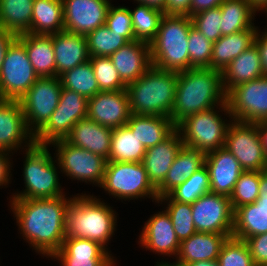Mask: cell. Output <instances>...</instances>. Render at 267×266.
Listing matches in <instances>:
<instances>
[{
	"mask_svg": "<svg viewBox=\"0 0 267 266\" xmlns=\"http://www.w3.org/2000/svg\"><path fill=\"white\" fill-rule=\"evenodd\" d=\"M110 253L98 242L65 237L62 247L51 259L60 261L61 266H115L116 260Z\"/></svg>",
	"mask_w": 267,
	"mask_h": 266,
	"instance_id": "obj_19",
	"label": "cell"
},
{
	"mask_svg": "<svg viewBox=\"0 0 267 266\" xmlns=\"http://www.w3.org/2000/svg\"><path fill=\"white\" fill-rule=\"evenodd\" d=\"M130 9L135 40L150 44L156 37L163 11L145 4L137 3Z\"/></svg>",
	"mask_w": 267,
	"mask_h": 266,
	"instance_id": "obj_37",
	"label": "cell"
},
{
	"mask_svg": "<svg viewBox=\"0 0 267 266\" xmlns=\"http://www.w3.org/2000/svg\"><path fill=\"white\" fill-rule=\"evenodd\" d=\"M17 39L25 46L30 63L39 77H56L52 34L22 33L17 35Z\"/></svg>",
	"mask_w": 267,
	"mask_h": 266,
	"instance_id": "obj_28",
	"label": "cell"
},
{
	"mask_svg": "<svg viewBox=\"0 0 267 266\" xmlns=\"http://www.w3.org/2000/svg\"><path fill=\"white\" fill-rule=\"evenodd\" d=\"M109 58L126 85L139 79L152 66L150 44L138 40L128 42Z\"/></svg>",
	"mask_w": 267,
	"mask_h": 266,
	"instance_id": "obj_23",
	"label": "cell"
},
{
	"mask_svg": "<svg viewBox=\"0 0 267 266\" xmlns=\"http://www.w3.org/2000/svg\"><path fill=\"white\" fill-rule=\"evenodd\" d=\"M184 266H219V263L217 260L215 261L201 260L190 264H185Z\"/></svg>",
	"mask_w": 267,
	"mask_h": 266,
	"instance_id": "obj_58",
	"label": "cell"
},
{
	"mask_svg": "<svg viewBox=\"0 0 267 266\" xmlns=\"http://www.w3.org/2000/svg\"><path fill=\"white\" fill-rule=\"evenodd\" d=\"M210 192L230 197L239 176L244 172L240 163L225 147L206 153Z\"/></svg>",
	"mask_w": 267,
	"mask_h": 266,
	"instance_id": "obj_22",
	"label": "cell"
},
{
	"mask_svg": "<svg viewBox=\"0 0 267 266\" xmlns=\"http://www.w3.org/2000/svg\"><path fill=\"white\" fill-rule=\"evenodd\" d=\"M109 196L117 200L150 198L157 203V189L149 180L142 162H107L100 185Z\"/></svg>",
	"mask_w": 267,
	"mask_h": 266,
	"instance_id": "obj_8",
	"label": "cell"
},
{
	"mask_svg": "<svg viewBox=\"0 0 267 266\" xmlns=\"http://www.w3.org/2000/svg\"><path fill=\"white\" fill-rule=\"evenodd\" d=\"M221 17L220 7L208 9L190 16L193 27L213 43L222 36L220 29Z\"/></svg>",
	"mask_w": 267,
	"mask_h": 266,
	"instance_id": "obj_46",
	"label": "cell"
},
{
	"mask_svg": "<svg viewBox=\"0 0 267 266\" xmlns=\"http://www.w3.org/2000/svg\"><path fill=\"white\" fill-rule=\"evenodd\" d=\"M157 203H167L166 211L172 220L176 237L180 242L197 232L193 222L191 204L172 200L168 195L158 198Z\"/></svg>",
	"mask_w": 267,
	"mask_h": 266,
	"instance_id": "obj_40",
	"label": "cell"
},
{
	"mask_svg": "<svg viewBox=\"0 0 267 266\" xmlns=\"http://www.w3.org/2000/svg\"><path fill=\"white\" fill-rule=\"evenodd\" d=\"M56 77L90 60L87 38L84 35L61 31L52 34Z\"/></svg>",
	"mask_w": 267,
	"mask_h": 266,
	"instance_id": "obj_25",
	"label": "cell"
},
{
	"mask_svg": "<svg viewBox=\"0 0 267 266\" xmlns=\"http://www.w3.org/2000/svg\"><path fill=\"white\" fill-rule=\"evenodd\" d=\"M126 126L146 149L156 146L176 129L169 117L138 114H131Z\"/></svg>",
	"mask_w": 267,
	"mask_h": 266,
	"instance_id": "obj_31",
	"label": "cell"
},
{
	"mask_svg": "<svg viewBox=\"0 0 267 266\" xmlns=\"http://www.w3.org/2000/svg\"><path fill=\"white\" fill-rule=\"evenodd\" d=\"M267 232V201L256 200L236 208L232 236L241 240Z\"/></svg>",
	"mask_w": 267,
	"mask_h": 266,
	"instance_id": "obj_32",
	"label": "cell"
},
{
	"mask_svg": "<svg viewBox=\"0 0 267 266\" xmlns=\"http://www.w3.org/2000/svg\"><path fill=\"white\" fill-rule=\"evenodd\" d=\"M213 42L193 26L188 35L189 69L211 68Z\"/></svg>",
	"mask_w": 267,
	"mask_h": 266,
	"instance_id": "obj_43",
	"label": "cell"
},
{
	"mask_svg": "<svg viewBox=\"0 0 267 266\" xmlns=\"http://www.w3.org/2000/svg\"><path fill=\"white\" fill-rule=\"evenodd\" d=\"M86 38L90 57H109L129 42L120 34L110 31L106 25L93 30Z\"/></svg>",
	"mask_w": 267,
	"mask_h": 266,
	"instance_id": "obj_41",
	"label": "cell"
},
{
	"mask_svg": "<svg viewBox=\"0 0 267 266\" xmlns=\"http://www.w3.org/2000/svg\"><path fill=\"white\" fill-rule=\"evenodd\" d=\"M260 171H244L230 195L233 211L240 206L251 204L259 196Z\"/></svg>",
	"mask_w": 267,
	"mask_h": 266,
	"instance_id": "obj_42",
	"label": "cell"
},
{
	"mask_svg": "<svg viewBox=\"0 0 267 266\" xmlns=\"http://www.w3.org/2000/svg\"><path fill=\"white\" fill-rule=\"evenodd\" d=\"M10 152L0 150V186H6L11 180V171L13 167L10 162ZM11 168V169H10Z\"/></svg>",
	"mask_w": 267,
	"mask_h": 266,
	"instance_id": "obj_50",
	"label": "cell"
},
{
	"mask_svg": "<svg viewBox=\"0 0 267 266\" xmlns=\"http://www.w3.org/2000/svg\"><path fill=\"white\" fill-rule=\"evenodd\" d=\"M259 196L256 200L267 201V170L260 171Z\"/></svg>",
	"mask_w": 267,
	"mask_h": 266,
	"instance_id": "obj_54",
	"label": "cell"
},
{
	"mask_svg": "<svg viewBox=\"0 0 267 266\" xmlns=\"http://www.w3.org/2000/svg\"><path fill=\"white\" fill-rule=\"evenodd\" d=\"M62 84L59 77H39L18 100L28 129L35 135L58 106Z\"/></svg>",
	"mask_w": 267,
	"mask_h": 266,
	"instance_id": "obj_12",
	"label": "cell"
},
{
	"mask_svg": "<svg viewBox=\"0 0 267 266\" xmlns=\"http://www.w3.org/2000/svg\"><path fill=\"white\" fill-rule=\"evenodd\" d=\"M261 33V34H260ZM254 44L257 46L261 58L264 75H267V29L260 32L259 28L255 35Z\"/></svg>",
	"mask_w": 267,
	"mask_h": 266,
	"instance_id": "obj_51",
	"label": "cell"
},
{
	"mask_svg": "<svg viewBox=\"0 0 267 266\" xmlns=\"http://www.w3.org/2000/svg\"><path fill=\"white\" fill-rule=\"evenodd\" d=\"M112 128L105 127L88 118L79 120L71 129L66 141L103 158H109Z\"/></svg>",
	"mask_w": 267,
	"mask_h": 266,
	"instance_id": "obj_26",
	"label": "cell"
},
{
	"mask_svg": "<svg viewBox=\"0 0 267 266\" xmlns=\"http://www.w3.org/2000/svg\"><path fill=\"white\" fill-rule=\"evenodd\" d=\"M227 104L235 121L267 120V75L235 86L227 94Z\"/></svg>",
	"mask_w": 267,
	"mask_h": 266,
	"instance_id": "obj_14",
	"label": "cell"
},
{
	"mask_svg": "<svg viewBox=\"0 0 267 266\" xmlns=\"http://www.w3.org/2000/svg\"><path fill=\"white\" fill-rule=\"evenodd\" d=\"M17 38L14 33L0 28V71L4 60L5 53L10 44Z\"/></svg>",
	"mask_w": 267,
	"mask_h": 266,
	"instance_id": "obj_53",
	"label": "cell"
},
{
	"mask_svg": "<svg viewBox=\"0 0 267 266\" xmlns=\"http://www.w3.org/2000/svg\"><path fill=\"white\" fill-rule=\"evenodd\" d=\"M219 266H255L245 240L228 237L218 256Z\"/></svg>",
	"mask_w": 267,
	"mask_h": 266,
	"instance_id": "obj_45",
	"label": "cell"
},
{
	"mask_svg": "<svg viewBox=\"0 0 267 266\" xmlns=\"http://www.w3.org/2000/svg\"><path fill=\"white\" fill-rule=\"evenodd\" d=\"M182 137L175 129L156 146L147 148L142 164L152 185L157 189L164 181L176 155L183 146Z\"/></svg>",
	"mask_w": 267,
	"mask_h": 266,
	"instance_id": "obj_24",
	"label": "cell"
},
{
	"mask_svg": "<svg viewBox=\"0 0 267 266\" xmlns=\"http://www.w3.org/2000/svg\"><path fill=\"white\" fill-rule=\"evenodd\" d=\"M264 76L259 50L255 44L242 52L223 70L222 79L228 94L235 86Z\"/></svg>",
	"mask_w": 267,
	"mask_h": 266,
	"instance_id": "obj_27",
	"label": "cell"
},
{
	"mask_svg": "<svg viewBox=\"0 0 267 266\" xmlns=\"http://www.w3.org/2000/svg\"><path fill=\"white\" fill-rule=\"evenodd\" d=\"M139 236L142 248L158 255L177 256L180 241L177 239L172 220L166 210L153 214L146 222Z\"/></svg>",
	"mask_w": 267,
	"mask_h": 266,
	"instance_id": "obj_20",
	"label": "cell"
},
{
	"mask_svg": "<svg viewBox=\"0 0 267 266\" xmlns=\"http://www.w3.org/2000/svg\"><path fill=\"white\" fill-rule=\"evenodd\" d=\"M64 31L62 0H34L31 28L26 33L50 35Z\"/></svg>",
	"mask_w": 267,
	"mask_h": 266,
	"instance_id": "obj_33",
	"label": "cell"
},
{
	"mask_svg": "<svg viewBox=\"0 0 267 266\" xmlns=\"http://www.w3.org/2000/svg\"><path fill=\"white\" fill-rule=\"evenodd\" d=\"M126 89L100 91L88 99L87 118L108 128L125 126L130 118Z\"/></svg>",
	"mask_w": 267,
	"mask_h": 266,
	"instance_id": "obj_18",
	"label": "cell"
},
{
	"mask_svg": "<svg viewBox=\"0 0 267 266\" xmlns=\"http://www.w3.org/2000/svg\"><path fill=\"white\" fill-rule=\"evenodd\" d=\"M48 147L34 143L25 149L22 174L25 189L15 192L10 199H45L65 195L59 183L60 168L55 153L53 158Z\"/></svg>",
	"mask_w": 267,
	"mask_h": 266,
	"instance_id": "obj_6",
	"label": "cell"
},
{
	"mask_svg": "<svg viewBox=\"0 0 267 266\" xmlns=\"http://www.w3.org/2000/svg\"><path fill=\"white\" fill-rule=\"evenodd\" d=\"M64 30L87 36L105 25L111 0H62Z\"/></svg>",
	"mask_w": 267,
	"mask_h": 266,
	"instance_id": "obj_16",
	"label": "cell"
},
{
	"mask_svg": "<svg viewBox=\"0 0 267 266\" xmlns=\"http://www.w3.org/2000/svg\"><path fill=\"white\" fill-rule=\"evenodd\" d=\"M210 192L209 171L204 165L202 168L190 175L186 180L176 186L167 195L182 203L192 204L200 196Z\"/></svg>",
	"mask_w": 267,
	"mask_h": 266,
	"instance_id": "obj_39",
	"label": "cell"
},
{
	"mask_svg": "<svg viewBox=\"0 0 267 266\" xmlns=\"http://www.w3.org/2000/svg\"><path fill=\"white\" fill-rule=\"evenodd\" d=\"M267 160V120L256 122Z\"/></svg>",
	"mask_w": 267,
	"mask_h": 266,
	"instance_id": "obj_55",
	"label": "cell"
},
{
	"mask_svg": "<svg viewBox=\"0 0 267 266\" xmlns=\"http://www.w3.org/2000/svg\"><path fill=\"white\" fill-rule=\"evenodd\" d=\"M105 25L110 31L125 37L129 42L135 40L130 9L126 6L111 4L106 15Z\"/></svg>",
	"mask_w": 267,
	"mask_h": 266,
	"instance_id": "obj_47",
	"label": "cell"
},
{
	"mask_svg": "<svg viewBox=\"0 0 267 266\" xmlns=\"http://www.w3.org/2000/svg\"><path fill=\"white\" fill-rule=\"evenodd\" d=\"M88 99L81 94L62 88L58 106L47 123L34 135L35 144L49 145L66 139L72 127L87 118Z\"/></svg>",
	"mask_w": 267,
	"mask_h": 266,
	"instance_id": "obj_9",
	"label": "cell"
},
{
	"mask_svg": "<svg viewBox=\"0 0 267 266\" xmlns=\"http://www.w3.org/2000/svg\"><path fill=\"white\" fill-rule=\"evenodd\" d=\"M146 150L126 125L114 128L107 162H142Z\"/></svg>",
	"mask_w": 267,
	"mask_h": 266,
	"instance_id": "obj_35",
	"label": "cell"
},
{
	"mask_svg": "<svg viewBox=\"0 0 267 266\" xmlns=\"http://www.w3.org/2000/svg\"><path fill=\"white\" fill-rule=\"evenodd\" d=\"M136 3L145 4L147 6H151L162 11L165 10L166 0H134Z\"/></svg>",
	"mask_w": 267,
	"mask_h": 266,
	"instance_id": "obj_56",
	"label": "cell"
},
{
	"mask_svg": "<svg viewBox=\"0 0 267 266\" xmlns=\"http://www.w3.org/2000/svg\"><path fill=\"white\" fill-rule=\"evenodd\" d=\"M90 61L100 91H117L127 88L109 57H90Z\"/></svg>",
	"mask_w": 267,
	"mask_h": 266,
	"instance_id": "obj_44",
	"label": "cell"
},
{
	"mask_svg": "<svg viewBox=\"0 0 267 266\" xmlns=\"http://www.w3.org/2000/svg\"><path fill=\"white\" fill-rule=\"evenodd\" d=\"M59 78L62 88L75 91L87 99L100 92L90 60L63 73Z\"/></svg>",
	"mask_w": 267,
	"mask_h": 266,
	"instance_id": "obj_38",
	"label": "cell"
},
{
	"mask_svg": "<svg viewBox=\"0 0 267 266\" xmlns=\"http://www.w3.org/2000/svg\"><path fill=\"white\" fill-rule=\"evenodd\" d=\"M192 0H166L164 14L188 15L190 17V5Z\"/></svg>",
	"mask_w": 267,
	"mask_h": 266,
	"instance_id": "obj_49",
	"label": "cell"
},
{
	"mask_svg": "<svg viewBox=\"0 0 267 266\" xmlns=\"http://www.w3.org/2000/svg\"><path fill=\"white\" fill-rule=\"evenodd\" d=\"M192 26L188 15L164 14L157 35L150 43L152 65L176 73L188 70V35Z\"/></svg>",
	"mask_w": 267,
	"mask_h": 266,
	"instance_id": "obj_5",
	"label": "cell"
},
{
	"mask_svg": "<svg viewBox=\"0 0 267 266\" xmlns=\"http://www.w3.org/2000/svg\"><path fill=\"white\" fill-rule=\"evenodd\" d=\"M245 241L255 266H267V232L249 237Z\"/></svg>",
	"mask_w": 267,
	"mask_h": 266,
	"instance_id": "obj_48",
	"label": "cell"
},
{
	"mask_svg": "<svg viewBox=\"0 0 267 266\" xmlns=\"http://www.w3.org/2000/svg\"><path fill=\"white\" fill-rule=\"evenodd\" d=\"M34 143L19 101L0 99V150L13 154V150L27 149Z\"/></svg>",
	"mask_w": 267,
	"mask_h": 266,
	"instance_id": "obj_17",
	"label": "cell"
},
{
	"mask_svg": "<svg viewBox=\"0 0 267 266\" xmlns=\"http://www.w3.org/2000/svg\"><path fill=\"white\" fill-rule=\"evenodd\" d=\"M56 148V161L63 174L72 180L92 183L100 187L107 159L88 150L72 145L65 139L51 143Z\"/></svg>",
	"mask_w": 267,
	"mask_h": 266,
	"instance_id": "obj_11",
	"label": "cell"
},
{
	"mask_svg": "<svg viewBox=\"0 0 267 266\" xmlns=\"http://www.w3.org/2000/svg\"><path fill=\"white\" fill-rule=\"evenodd\" d=\"M248 2L256 13L259 11L267 13V0H248Z\"/></svg>",
	"mask_w": 267,
	"mask_h": 266,
	"instance_id": "obj_57",
	"label": "cell"
},
{
	"mask_svg": "<svg viewBox=\"0 0 267 266\" xmlns=\"http://www.w3.org/2000/svg\"><path fill=\"white\" fill-rule=\"evenodd\" d=\"M178 75L151 66L126 91L131 114L171 117Z\"/></svg>",
	"mask_w": 267,
	"mask_h": 266,
	"instance_id": "obj_4",
	"label": "cell"
},
{
	"mask_svg": "<svg viewBox=\"0 0 267 266\" xmlns=\"http://www.w3.org/2000/svg\"><path fill=\"white\" fill-rule=\"evenodd\" d=\"M77 195L68 204L66 237L89 239L108 250L107 244L116 231V211L93 194Z\"/></svg>",
	"mask_w": 267,
	"mask_h": 266,
	"instance_id": "obj_3",
	"label": "cell"
},
{
	"mask_svg": "<svg viewBox=\"0 0 267 266\" xmlns=\"http://www.w3.org/2000/svg\"><path fill=\"white\" fill-rule=\"evenodd\" d=\"M205 153L182 146L173 161L163 183L157 188L158 198L167 195L186 178L205 165Z\"/></svg>",
	"mask_w": 267,
	"mask_h": 266,
	"instance_id": "obj_29",
	"label": "cell"
},
{
	"mask_svg": "<svg viewBox=\"0 0 267 266\" xmlns=\"http://www.w3.org/2000/svg\"><path fill=\"white\" fill-rule=\"evenodd\" d=\"M191 207L197 232L232 234L234 211L230 197L209 192L200 196Z\"/></svg>",
	"mask_w": 267,
	"mask_h": 266,
	"instance_id": "obj_15",
	"label": "cell"
},
{
	"mask_svg": "<svg viewBox=\"0 0 267 266\" xmlns=\"http://www.w3.org/2000/svg\"><path fill=\"white\" fill-rule=\"evenodd\" d=\"M231 236L232 234L196 232L180 242L175 262L157 261L155 266H184L201 260H218L224 242Z\"/></svg>",
	"mask_w": 267,
	"mask_h": 266,
	"instance_id": "obj_21",
	"label": "cell"
},
{
	"mask_svg": "<svg viewBox=\"0 0 267 266\" xmlns=\"http://www.w3.org/2000/svg\"><path fill=\"white\" fill-rule=\"evenodd\" d=\"M225 0H192L190 16L199 12L219 7Z\"/></svg>",
	"mask_w": 267,
	"mask_h": 266,
	"instance_id": "obj_52",
	"label": "cell"
},
{
	"mask_svg": "<svg viewBox=\"0 0 267 266\" xmlns=\"http://www.w3.org/2000/svg\"><path fill=\"white\" fill-rule=\"evenodd\" d=\"M65 196L11 199L9 202L19 233L43 257L51 258L66 237V212L72 197Z\"/></svg>",
	"mask_w": 267,
	"mask_h": 266,
	"instance_id": "obj_1",
	"label": "cell"
},
{
	"mask_svg": "<svg viewBox=\"0 0 267 266\" xmlns=\"http://www.w3.org/2000/svg\"><path fill=\"white\" fill-rule=\"evenodd\" d=\"M224 147L237 159L244 171L267 170L265 150L256 123L233 120Z\"/></svg>",
	"mask_w": 267,
	"mask_h": 266,
	"instance_id": "obj_13",
	"label": "cell"
},
{
	"mask_svg": "<svg viewBox=\"0 0 267 266\" xmlns=\"http://www.w3.org/2000/svg\"><path fill=\"white\" fill-rule=\"evenodd\" d=\"M221 9V34L227 36L254 26L256 12L251 8L248 0H225Z\"/></svg>",
	"mask_w": 267,
	"mask_h": 266,
	"instance_id": "obj_34",
	"label": "cell"
},
{
	"mask_svg": "<svg viewBox=\"0 0 267 266\" xmlns=\"http://www.w3.org/2000/svg\"><path fill=\"white\" fill-rule=\"evenodd\" d=\"M34 0H0V28L15 35L31 28Z\"/></svg>",
	"mask_w": 267,
	"mask_h": 266,
	"instance_id": "obj_36",
	"label": "cell"
},
{
	"mask_svg": "<svg viewBox=\"0 0 267 266\" xmlns=\"http://www.w3.org/2000/svg\"><path fill=\"white\" fill-rule=\"evenodd\" d=\"M257 30L258 27H251L237 33L221 36L213 43L211 68L223 72L231 61L254 44Z\"/></svg>",
	"mask_w": 267,
	"mask_h": 266,
	"instance_id": "obj_30",
	"label": "cell"
},
{
	"mask_svg": "<svg viewBox=\"0 0 267 266\" xmlns=\"http://www.w3.org/2000/svg\"><path fill=\"white\" fill-rule=\"evenodd\" d=\"M171 119L177 126L186 117L227 103L222 72L212 68H191L178 72Z\"/></svg>",
	"mask_w": 267,
	"mask_h": 266,
	"instance_id": "obj_2",
	"label": "cell"
},
{
	"mask_svg": "<svg viewBox=\"0 0 267 266\" xmlns=\"http://www.w3.org/2000/svg\"><path fill=\"white\" fill-rule=\"evenodd\" d=\"M38 78L25 46L16 38L8 47L2 63L0 99L20 100Z\"/></svg>",
	"mask_w": 267,
	"mask_h": 266,
	"instance_id": "obj_10",
	"label": "cell"
},
{
	"mask_svg": "<svg viewBox=\"0 0 267 266\" xmlns=\"http://www.w3.org/2000/svg\"><path fill=\"white\" fill-rule=\"evenodd\" d=\"M219 112L227 115L231 120L228 121L230 123L226 122L227 118L223 119ZM232 121L228 104L225 103L186 117L176 126V129L182 137L184 146L206 154L225 146L227 131Z\"/></svg>",
	"mask_w": 267,
	"mask_h": 266,
	"instance_id": "obj_7",
	"label": "cell"
}]
</instances>
